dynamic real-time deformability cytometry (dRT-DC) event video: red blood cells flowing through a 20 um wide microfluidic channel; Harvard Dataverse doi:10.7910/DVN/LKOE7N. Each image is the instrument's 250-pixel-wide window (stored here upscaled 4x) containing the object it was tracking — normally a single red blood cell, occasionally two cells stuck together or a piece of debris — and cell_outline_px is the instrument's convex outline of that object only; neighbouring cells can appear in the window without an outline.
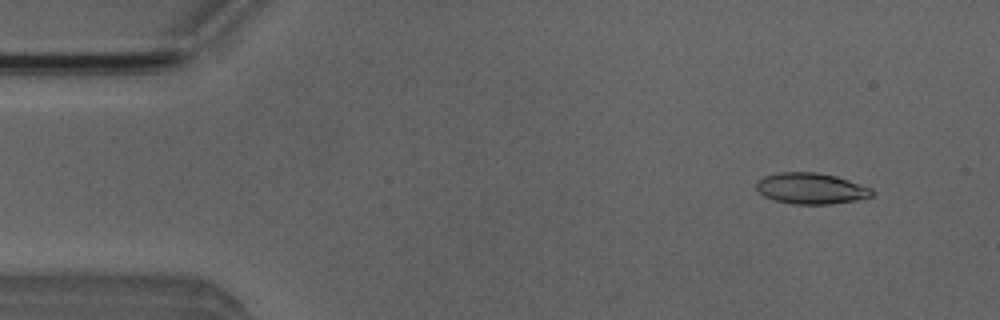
{"species": "Egyptian fruit bat (a non-hibernating species)", "species_latin": "Rousettus aegyptiacus", "temperature_condition": "room temperature", "stored_images_in_passage": 16, "camera_frame_rate_fps": 3000, "um_per_image_px": 0.085, "animal": {"sex": "male"}, "frame": {"image": 1, "passage_image": 5, "time_ms": 1.333, "image_size_px": [1000, 320], "cell_outline_px": [[876, 192], [872, 196], [856, 200], [832, 204], [792, 204], [776, 200], [764, 196], [756, 188], [756, 184], [764, 176], [780, 172], [816, 172], [836, 176], [872, 188]], "centroid_in_image_um": [68.97, 16.02], "position_along_channel_um": 16.0, "area_um2": 20.87}}